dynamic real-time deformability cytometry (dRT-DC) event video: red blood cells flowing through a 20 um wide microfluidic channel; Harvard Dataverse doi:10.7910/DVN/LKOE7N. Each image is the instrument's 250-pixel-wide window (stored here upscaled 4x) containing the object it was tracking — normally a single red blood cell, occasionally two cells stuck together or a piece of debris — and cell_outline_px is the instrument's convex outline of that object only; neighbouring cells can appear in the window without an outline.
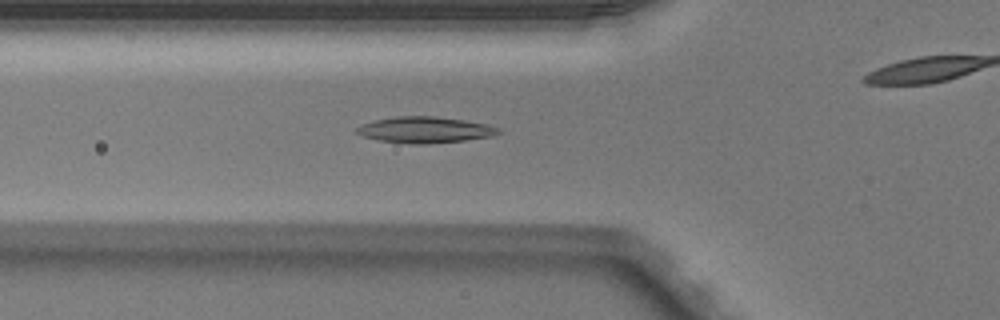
{"species": "Egyptian fruit bat (a non-hibernating species)", "species_latin": "Rousettus aegyptiacus", "temperature_condition": "warm", "stored_images_in_passage": 39, "camera_frame_rate_fps": 3000, "um_per_image_px": 0.085, "animal": {"sex": "male"}, "frame": {"image": 1, "passage_image": 6, "time_ms": 1.667, "image_size_px": [1000, 320], "cell_outline_px": [[500, 132], [492, 136], [464, 140], [428, 144], [412, 144], [380, 140], [364, 136], [356, 132], [356, 128], [364, 124], [376, 120], [396, 116], [432, 116], [464, 120], [488, 124], [500, 128]], "centroid_in_image_um": [36.16, 11.03], "position_along_channel_um": 89.6, "area_um2": 21.33}}
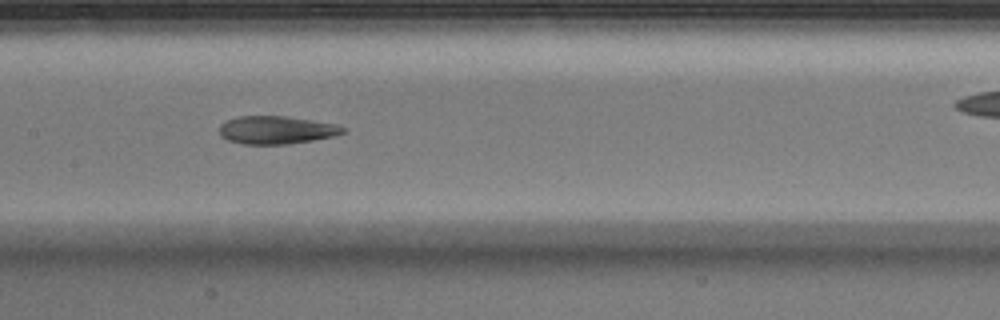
{"frame": {"image": 2, "passage_image": 13, "time_ms": 4.0, "image_size_px": [1000, 320], "cell_outline_px": [[344, 132], [336, 136], [288, 144], [244, 144], [228, 140], [220, 136], [220, 124], [228, 120], [240, 116], [284, 116], [336, 124], [344, 128]], "centroid_in_image_um": [23.48, 11.05], "position_along_channel_um": 183.9, "area_um2": 19.94}}
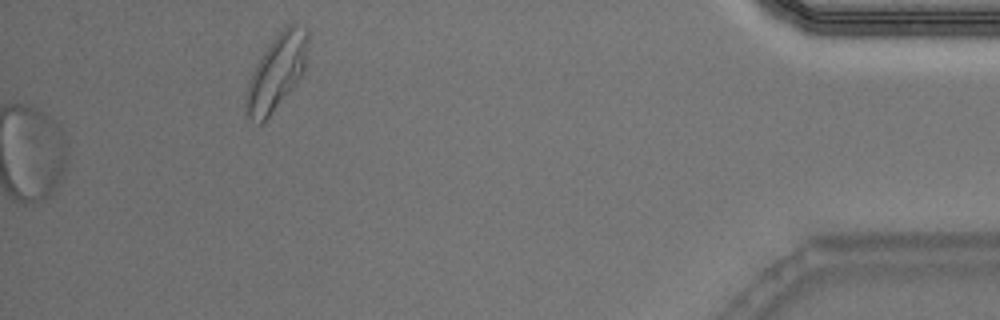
{"frame": {"image": 3, "passage_image": 39, "time_ms": 12.667, "image_size_px": [1000, 320], "cell_outline_px": [[308, 48], [304, 68], [300, 76], [268, 116], [260, 124], [256, 124], [244, 112], [244, 96], [248, 80], [256, 64], [272, 40], [288, 24], [296, 24], [308, 28]], "centroid_in_image_um": [23.47, 6.12], "position_along_channel_um": 411.7, "area_um2": 26.65}}